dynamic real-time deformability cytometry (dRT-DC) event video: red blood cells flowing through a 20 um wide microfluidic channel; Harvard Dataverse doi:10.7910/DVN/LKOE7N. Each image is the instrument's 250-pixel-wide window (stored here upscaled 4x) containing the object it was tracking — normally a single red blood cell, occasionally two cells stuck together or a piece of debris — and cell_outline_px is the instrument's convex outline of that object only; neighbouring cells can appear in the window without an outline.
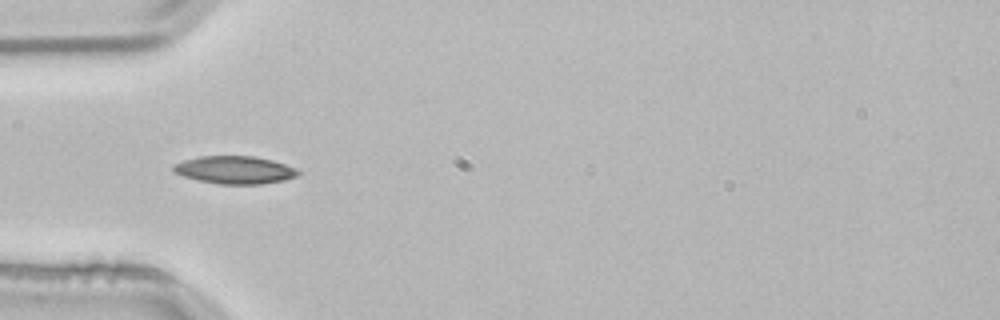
{"species": "common noctule bat (a hibernating species)", "species_latin": "Nyctalus noctula", "temperature_condition": "room temperature", "stored_images_in_passage": 3, "camera_frame_rate_fps": 3000, "um_per_image_px": 0.085, "animal": {"sex": "male", "body_mass_g": 21.5, "forearm_length_mm": 52.0}, "frame": {"image": 1, "passage_image": 3, "time_ms": 0.667, "image_size_px": [1000, 320], "cell_outline_px": [[300, 172], [296, 176], [284, 180], [260, 184], [220, 184], [200, 180], [184, 176], [176, 172], [172, 168], [172, 164], [184, 160], [200, 156], [252, 156], [272, 160], [296, 168]], "centroid_in_image_um": [19.95, 14.44], "position_along_channel_um": 65.0, "area_um2": 19.94}}